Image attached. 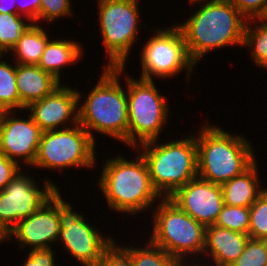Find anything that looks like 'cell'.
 Segmentation results:
<instances>
[{
    "label": "cell",
    "mask_w": 267,
    "mask_h": 266,
    "mask_svg": "<svg viewBox=\"0 0 267 266\" xmlns=\"http://www.w3.org/2000/svg\"><path fill=\"white\" fill-rule=\"evenodd\" d=\"M242 48L249 49L256 68L267 71V17L247 21Z\"/></svg>",
    "instance_id": "cell-22"
},
{
    "label": "cell",
    "mask_w": 267,
    "mask_h": 266,
    "mask_svg": "<svg viewBox=\"0 0 267 266\" xmlns=\"http://www.w3.org/2000/svg\"><path fill=\"white\" fill-rule=\"evenodd\" d=\"M152 210L153 225L151 222L150 224L153 227L150 229L152 230L150 237L147 236V238L180 263L200 262L205 249L206 227L194 220L169 198H162Z\"/></svg>",
    "instance_id": "cell-6"
},
{
    "label": "cell",
    "mask_w": 267,
    "mask_h": 266,
    "mask_svg": "<svg viewBox=\"0 0 267 266\" xmlns=\"http://www.w3.org/2000/svg\"><path fill=\"white\" fill-rule=\"evenodd\" d=\"M8 241L10 242V231L0 222V245Z\"/></svg>",
    "instance_id": "cell-36"
},
{
    "label": "cell",
    "mask_w": 267,
    "mask_h": 266,
    "mask_svg": "<svg viewBox=\"0 0 267 266\" xmlns=\"http://www.w3.org/2000/svg\"><path fill=\"white\" fill-rule=\"evenodd\" d=\"M258 164L256 161L244 173L221 184L225 205L251 207L265 191L266 187H262Z\"/></svg>",
    "instance_id": "cell-19"
},
{
    "label": "cell",
    "mask_w": 267,
    "mask_h": 266,
    "mask_svg": "<svg viewBox=\"0 0 267 266\" xmlns=\"http://www.w3.org/2000/svg\"><path fill=\"white\" fill-rule=\"evenodd\" d=\"M179 266H207V264L202 263V265H201V262H199V261L198 262L195 261L194 263H193V261H190V263H188V261H187V262H181ZM208 266H210V265H208Z\"/></svg>",
    "instance_id": "cell-37"
},
{
    "label": "cell",
    "mask_w": 267,
    "mask_h": 266,
    "mask_svg": "<svg viewBox=\"0 0 267 266\" xmlns=\"http://www.w3.org/2000/svg\"><path fill=\"white\" fill-rule=\"evenodd\" d=\"M247 19L267 17V0H230Z\"/></svg>",
    "instance_id": "cell-30"
},
{
    "label": "cell",
    "mask_w": 267,
    "mask_h": 266,
    "mask_svg": "<svg viewBox=\"0 0 267 266\" xmlns=\"http://www.w3.org/2000/svg\"><path fill=\"white\" fill-rule=\"evenodd\" d=\"M21 170H23V167H21L20 164L0 153V191H2Z\"/></svg>",
    "instance_id": "cell-33"
},
{
    "label": "cell",
    "mask_w": 267,
    "mask_h": 266,
    "mask_svg": "<svg viewBox=\"0 0 267 266\" xmlns=\"http://www.w3.org/2000/svg\"><path fill=\"white\" fill-rule=\"evenodd\" d=\"M192 4V5H191ZM183 23L178 22L188 55L198 62L211 51L231 46H243L247 19L232 5L230 0H200Z\"/></svg>",
    "instance_id": "cell-1"
},
{
    "label": "cell",
    "mask_w": 267,
    "mask_h": 266,
    "mask_svg": "<svg viewBox=\"0 0 267 266\" xmlns=\"http://www.w3.org/2000/svg\"><path fill=\"white\" fill-rule=\"evenodd\" d=\"M114 242L102 255L98 266H133L129 254Z\"/></svg>",
    "instance_id": "cell-31"
},
{
    "label": "cell",
    "mask_w": 267,
    "mask_h": 266,
    "mask_svg": "<svg viewBox=\"0 0 267 266\" xmlns=\"http://www.w3.org/2000/svg\"><path fill=\"white\" fill-rule=\"evenodd\" d=\"M140 0H97L99 35L107 57L102 67H126L140 34ZM139 32V33H137ZM131 51V52H130Z\"/></svg>",
    "instance_id": "cell-8"
},
{
    "label": "cell",
    "mask_w": 267,
    "mask_h": 266,
    "mask_svg": "<svg viewBox=\"0 0 267 266\" xmlns=\"http://www.w3.org/2000/svg\"><path fill=\"white\" fill-rule=\"evenodd\" d=\"M219 126L206 120L195 135L198 177L221 185L249 169L257 155L250 139Z\"/></svg>",
    "instance_id": "cell-4"
},
{
    "label": "cell",
    "mask_w": 267,
    "mask_h": 266,
    "mask_svg": "<svg viewBox=\"0 0 267 266\" xmlns=\"http://www.w3.org/2000/svg\"><path fill=\"white\" fill-rule=\"evenodd\" d=\"M66 85L62 83L52 93L25 108L43 132L79 123L77 89Z\"/></svg>",
    "instance_id": "cell-14"
},
{
    "label": "cell",
    "mask_w": 267,
    "mask_h": 266,
    "mask_svg": "<svg viewBox=\"0 0 267 266\" xmlns=\"http://www.w3.org/2000/svg\"><path fill=\"white\" fill-rule=\"evenodd\" d=\"M32 23L19 14L0 13V54L7 55Z\"/></svg>",
    "instance_id": "cell-25"
},
{
    "label": "cell",
    "mask_w": 267,
    "mask_h": 266,
    "mask_svg": "<svg viewBox=\"0 0 267 266\" xmlns=\"http://www.w3.org/2000/svg\"><path fill=\"white\" fill-rule=\"evenodd\" d=\"M152 35L143 43L139 53L140 77L142 79H172L184 70L188 86L196 64L190 59L184 36L175 24L151 28ZM180 72V73H179ZM166 78V79H165ZM189 82V84H188Z\"/></svg>",
    "instance_id": "cell-9"
},
{
    "label": "cell",
    "mask_w": 267,
    "mask_h": 266,
    "mask_svg": "<svg viewBox=\"0 0 267 266\" xmlns=\"http://www.w3.org/2000/svg\"><path fill=\"white\" fill-rule=\"evenodd\" d=\"M138 246H121L130 256L133 266H179L180 262L164 249L154 245L149 239ZM126 245V246H124ZM144 245V246H143Z\"/></svg>",
    "instance_id": "cell-23"
},
{
    "label": "cell",
    "mask_w": 267,
    "mask_h": 266,
    "mask_svg": "<svg viewBox=\"0 0 267 266\" xmlns=\"http://www.w3.org/2000/svg\"><path fill=\"white\" fill-rule=\"evenodd\" d=\"M59 217L57 214V191L41 208L10 230V242L16 241L23 250L51 248L57 244L59 235Z\"/></svg>",
    "instance_id": "cell-16"
},
{
    "label": "cell",
    "mask_w": 267,
    "mask_h": 266,
    "mask_svg": "<svg viewBox=\"0 0 267 266\" xmlns=\"http://www.w3.org/2000/svg\"><path fill=\"white\" fill-rule=\"evenodd\" d=\"M189 3H192V2H196V1H200V0H188Z\"/></svg>",
    "instance_id": "cell-40"
},
{
    "label": "cell",
    "mask_w": 267,
    "mask_h": 266,
    "mask_svg": "<svg viewBox=\"0 0 267 266\" xmlns=\"http://www.w3.org/2000/svg\"><path fill=\"white\" fill-rule=\"evenodd\" d=\"M169 199L205 227L215 224L224 205L221 185L199 177L177 189Z\"/></svg>",
    "instance_id": "cell-15"
},
{
    "label": "cell",
    "mask_w": 267,
    "mask_h": 266,
    "mask_svg": "<svg viewBox=\"0 0 267 266\" xmlns=\"http://www.w3.org/2000/svg\"><path fill=\"white\" fill-rule=\"evenodd\" d=\"M96 142L79 123L42 133L32 166L58 172L69 168L93 169L97 164ZM96 154V155H95Z\"/></svg>",
    "instance_id": "cell-10"
},
{
    "label": "cell",
    "mask_w": 267,
    "mask_h": 266,
    "mask_svg": "<svg viewBox=\"0 0 267 266\" xmlns=\"http://www.w3.org/2000/svg\"><path fill=\"white\" fill-rule=\"evenodd\" d=\"M57 189V214L59 217V235L57 243L69 253L81 266H98L103 253L116 241L112 235L102 234L89 223L82 211L63 199ZM78 212V213H77ZM100 230V231H99ZM59 241V242H58Z\"/></svg>",
    "instance_id": "cell-11"
},
{
    "label": "cell",
    "mask_w": 267,
    "mask_h": 266,
    "mask_svg": "<svg viewBox=\"0 0 267 266\" xmlns=\"http://www.w3.org/2000/svg\"><path fill=\"white\" fill-rule=\"evenodd\" d=\"M230 266H267L266 242L249 239L243 253Z\"/></svg>",
    "instance_id": "cell-29"
},
{
    "label": "cell",
    "mask_w": 267,
    "mask_h": 266,
    "mask_svg": "<svg viewBox=\"0 0 267 266\" xmlns=\"http://www.w3.org/2000/svg\"><path fill=\"white\" fill-rule=\"evenodd\" d=\"M62 82L37 65L16 64V86L20 96V110L26 111L25 108L30 103L52 93Z\"/></svg>",
    "instance_id": "cell-18"
},
{
    "label": "cell",
    "mask_w": 267,
    "mask_h": 266,
    "mask_svg": "<svg viewBox=\"0 0 267 266\" xmlns=\"http://www.w3.org/2000/svg\"><path fill=\"white\" fill-rule=\"evenodd\" d=\"M23 171V172H22ZM21 170L11 182L0 191V222L10 231L21 220L36 213L41 206L59 189L52 179L40 183ZM28 173V174H27ZM40 186V187H39Z\"/></svg>",
    "instance_id": "cell-12"
},
{
    "label": "cell",
    "mask_w": 267,
    "mask_h": 266,
    "mask_svg": "<svg viewBox=\"0 0 267 266\" xmlns=\"http://www.w3.org/2000/svg\"><path fill=\"white\" fill-rule=\"evenodd\" d=\"M41 25L43 24L32 23L7 54L10 55L11 53L13 58H10L16 64L38 65L47 42L51 39L47 28Z\"/></svg>",
    "instance_id": "cell-21"
},
{
    "label": "cell",
    "mask_w": 267,
    "mask_h": 266,
    "mask_svg": "<svg viewBox=\"0 0 267 266\" xmlns=\"http://www.w3.org/2000/svg\"><path fill=\"white\" fill-rule=\"evenodd\" d=\"M0 13L17 14L16 0H0Z\"/></svg>",
    "instance_id": "cell-35"
},
{
    "label": "cell",
    "mask_w": 267,
    "mask_h": 266,
    "mask_svg": "<svg viewBox=\"0 0 267 266\" xmlns=\"http://www.w3.org/2000/svg\"><path fill=\"white\" fill-rule=\"evenodd\" d=\"M8 110L0 102V112H7Z\"/></svg>",
    "instance_id": "cell-39"
},
{
    "label": "cell",
    "mask_w": 267,
    "mask_h": 266,
    "mask_svg": "<svg viewBox=\"0 0 267 266\" xmlns=\"http://www.w3.org/2000/svg\"><path fill=\"white\" fill-rule=\"evenodd\" d=\"M249 238L267 239V188L250 207Z\"/></svg>",
    "instance_id": "cell-27"
},
{
    "label": "cell",
    "mask_w": 267,
    "mask_h": 266,
    "mask_svg": "<svg viewBox=\"0 0 267 266\" xmlns=\"http://www.w3.org/2000/svg\"><path fill=\"white\" fill-rule=\"evenodd\" d=\"M67 39V40H66ZM69 38L50 39L42 53L38 67L53 74L59 81L63 78V68L75 65L83 59L82 43Z\"/></svg>",
    "instance_id": "cell-20"
},
{
    "label": "cell",
    "mask_w": 267,
    "mask_h": 266,
    "mask_svg": "<svg viewBox=\"0 0 267 266\" xmlns=\"http://www.w3.org/2000/svg\"><path fill=\"white\" fill-rule=\"evenodd\" d=\"M162 140L148 141L134 149L146 162L153 188L162 198H169L198 177L196 135L192 132L180 139Z\"/></svg>",
    "instance_id": "cell-5"
},
{
    "label": "cell",
    "mask_w": 267,
    "mask_h": 266,
    "mask_svg": "<svg viewBox=\"0 0 267 266\" xmlns=\"http://www.w3.org/2000/svg\"><path fill=\"white\" fill-rule=\"evenodd\" d=\"M132 150L137 153L135 158L127 159L120 153L102 161L96 183L109 210L136 217L153 209L162 197L153 188L143 156Z\"/></svg>",
    "instance_id": "cell-2"
},
{
    "label": "cell",
    "mask_w": 267,
    "mask_h": 266,
    "mask_svg": "<svg viewBox=\"0 0 267 266\" xmlns=\"http://www.w3.org/2000/svg\"><path fill=\"white\" fill-rule=\"evenodd\" d=\"M101 68L99 81L86 98L77 89L79 124L95 142H98L95 136L99 133L128 147V100L127 91L120 81L123 78L122 67Z\"/></svg>",
    "instance_id": "cell-3"
},
{
    "label": "cell",
    "mask_w": 267,
    "mask_h": 266,
    "mask_svg": "<svg viewBox=\"0 0 267 266\" xmlns=\"http://www.w3.org/2000/svg\"><path fill=\"white\" fill-rule=\"evenodd\" d=\"M16 112L18 111H7L5 115L0 136V153L28 170L27 166L32 167L34 164L43 131L28 112L25 116L22 110L24 118L20 115L21 110L19 114Z\"/></svg>",
    "instance_id": "cell-13"
},
{
    "label": "cell",
    "mask_w": 267,
    "mask_h": 266,
    "mask_svg": "<svg viewBox=\"0 0 267 266\" xmlns=\"http://www.w3.org/2000/svg\"><path fill=\"white\" fill-rule=\"evenodd\" d=\"M6 113L7 112H0V136H1V132H2L3 123H4Z\"/></svg>",
    "instance_id": "cell-38"
},
{
    "label": "cell",
    "mask_w": 267,
    "mask_h": 266,
    "mask_svg": "<svg viewBox=\"0 0 267 266\" xmlns=\"http://www.w3.org/2000/svg\"><path fill=\"white\" fill-rule=\"evenodd\" d=\"M250 207L223 205L214 225L248 235Z\"/></svg>",
    "instance_id": "cell-26"
},
{
    "label": "cell",
    "mask_w": 267,
    "mask_h": 266,
    "mask_svg": "<svg viewBox=\"0 0 267 266\" xmlns=\"http://www.w3.org/2000/svg\"><path fill=\"white\" fill-rule=\"evenodd\" d=\"M54 248L34 249L26 252L24 262L20 263L22 266H58L56 257L54 255Z\"/></svg>",
    "instance_id": "cell-32"
},
{
    "label": "cell",
    "mask_w": 267,
    "mask_h": 266,
    "mask_svg": "<svg viewBox=\"0 0 267 266\" xmlns=\"http://www.w3.org/2000/svg\"><path fill=\"white\" fill-rule=\"evenodd\" d=\"M71 2L72 0H41L37 24H40L41 21H43L50 25L53 22H57V20L60 21L59 19L61 18L64 19L69 16V18H72L75 11L72 9L74 6H72Z\"/></svg>",
    "instance_id": "cell-28"
},
{
    "label": "cell",
    "mask_w": 267,
    "mask_h": 266,
    "mask_svg": "<svg viewBox=\"0 0 267 266\" xmlns=\"http://www.w3.org/2000/svg\"><path fill=\"white\" fill-rule=\"evenodd\" d=\"M125 69L127 67H122L128 100V147L132 149L148 141L160 140L171 110L167 97L158 91L154 80L134 78Z\"/></svg>",
    "instance_id": "cell-7"
},
{
    "label": "cell",
    "mask_w": 267,
    "mask_h": 266,
    "mask_svg": "<svg viewBox=\"0 0 267 266\" xmlns=\"http://www.w3.org/2000/svg\"><path fill=\"white\" fill-rule=\"evenodd\" d=\"M41 0H16L17 14L37 24Z\"/></svg>",
    "instance_id": "cell-34"
},
{
    "label": "cell",
    "mask_w": 267,
    "mask_h": 266,
    "mask_svg": "<svg viewBox=\"0 0 267 266\" xmlns=\"http://www.w3.org/2000/svg\"><path fill=\"white\" fill-rule=\"evenodd\" d=\"M249 239V235L240 232L216 225L207 226L200 262L210 266H230L243 253Z\"/></svg>",
    "instance_id": "cell-17"
},
{
    "label": "cell",
    "mask_w": 267,
    "mask_h": 266,
    "mask_svg": "<svg viewBox=\"0 0 267 266\" xmlns=\"http://www.w3.org/2000/svg\"><path fill=\"white\" fill-rule=\"evenodd\" d=\"M7 58H5V57ZM4 58L6 60H4ZM0 54V102L8 111H20V96L16 86V63Z\"/></svg>",
    "instance_id": "cell-24"
}]
</instances>
